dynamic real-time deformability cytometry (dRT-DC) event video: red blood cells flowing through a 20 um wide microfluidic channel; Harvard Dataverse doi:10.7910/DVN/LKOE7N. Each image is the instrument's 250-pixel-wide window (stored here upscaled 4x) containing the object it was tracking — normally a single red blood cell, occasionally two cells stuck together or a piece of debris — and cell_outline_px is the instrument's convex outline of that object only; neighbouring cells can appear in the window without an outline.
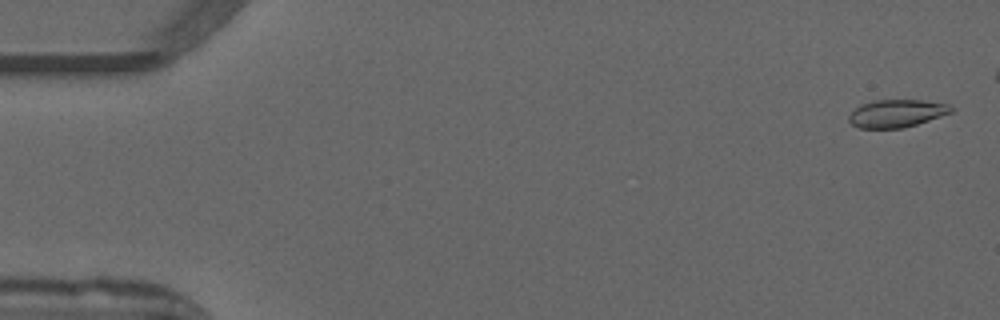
{"species": "common noctule bat (a hibernating species)", "species_latin": "Nyctalus noctula", "temperature_condition": "warm", "stored_images_in_passage": 46, "camera_frame_rate_fps": 3000, "um_per_image_px": 0.085, "animal": {"sex": "male", "forearm_length_mm": 52.5}, "frame": {"image": 1, "passage_image": 2, "time_ms": 0.333, "image_size_px": [1000, 320], "cell_outline_px": [[956, 108], [952, 112], [916, 124], [900, 128], [860, 128], [852, 124], [848, 120], [848, 116], [856, 108], [872, 100], [920, 100], [948, 104]], "centroid_in_image_um": [76.22, 9.63], "position_along_channel_um": 8.8, "area_um2": 16.3}}
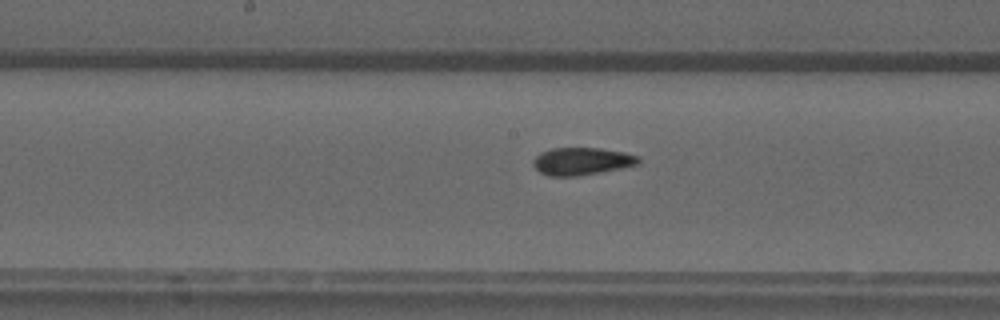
{"frame": {"image": 2, "passage_image": 27, "time_ms": 8.667, "image_size_px": [1000, 320], "cell_outline_px": [[640, 164], [600, 172], [576, 176], [548, 176], [540, 172], [532, 164], [532, 160], [540, 152], [552, 148], [600, 148], [624, 152], [640, 156]], "centroid_in_image_um": [49.45, 13.7], "position_along_channel_um": 198.8, "area_um2": 16.94}}
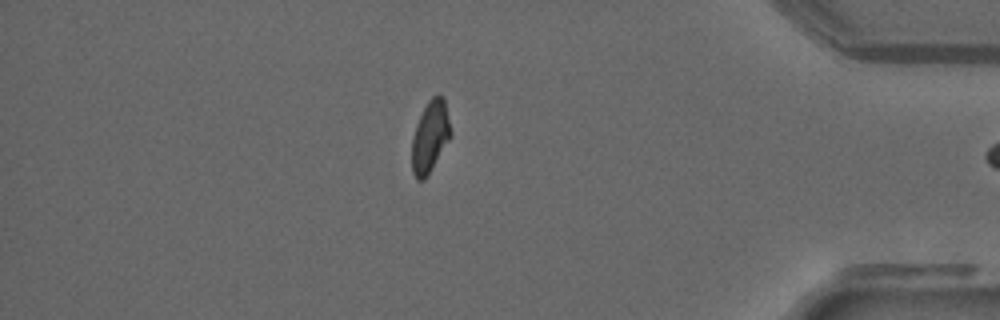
{"frame": {"image": 3, "passage_image": 45, "time_ms": 14.667, "image_size_px": [1000, 320], "cell_outline_px": [[452, 136], [424, 180], [416, 180], [412, 172], [412, 140], [416, 124], [428, 100], [432, 96], [444, 96], [452, 132]], "centroid_in_image_um": [36.57, 11.61], "position_along_channel_um": 398.6, "area_um2": 16.18}}